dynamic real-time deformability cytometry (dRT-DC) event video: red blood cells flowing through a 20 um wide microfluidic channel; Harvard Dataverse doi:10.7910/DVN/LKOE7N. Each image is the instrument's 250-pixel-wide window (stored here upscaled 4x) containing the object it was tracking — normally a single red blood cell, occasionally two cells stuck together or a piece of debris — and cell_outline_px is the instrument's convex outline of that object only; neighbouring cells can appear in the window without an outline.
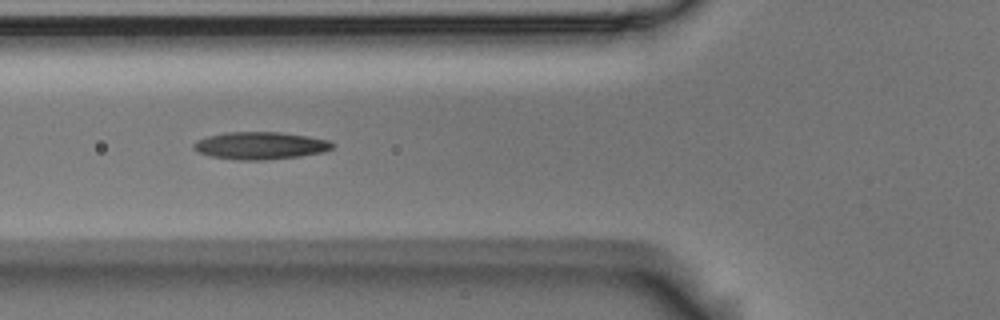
{"species": "Egyptian fruit bat (a non-hibernating species)", "species_latin": "Rousettus aegyptiacus", "temperature_condition": "room temperature", "stored_images_in_passage": 5, "camera_frame_rate_fps": 3000, "um_per_image_px": 0.085, "animal": {"sex": "male"}, "frame": {"image": 1, "passage_image": 5, "time_ms": 1.333, "image_size_px": [1000, 320], "cell_outline_px": [[336, 144], [332, 148], [324, 152], [300, 156], [260, 160], [240, 160], [208, 156], [196, 152], [192, 148], [192, 144], [196, 140], [208, 136], [224, 132], [280, 132], [308, 136], [332, 140]], "centroid_in_image_um": [22.12, 12.37], "position_along_channel_um": 103.7, "area_um2": 22.48}}